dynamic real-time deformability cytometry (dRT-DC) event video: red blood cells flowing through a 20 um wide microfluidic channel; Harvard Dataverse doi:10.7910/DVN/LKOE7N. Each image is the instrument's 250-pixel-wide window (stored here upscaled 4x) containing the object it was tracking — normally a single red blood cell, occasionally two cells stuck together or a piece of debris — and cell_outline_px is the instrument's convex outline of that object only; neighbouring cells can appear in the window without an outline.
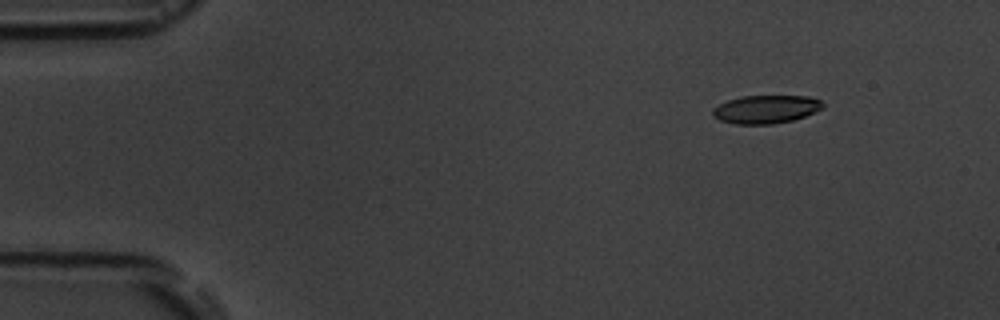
{"species": "common noctule bat (a hibernating species)", "species_latin": "Nyctalus noctula", "temperature_condition": "room temperature", "stored_images_in_passage": 5, "camera_frame_rate_fps": 3000, "um_per_image_px": 0.085, "animal": {"sex": "male", "body_mass_g": 19.5, "forearm_length_mm": 54.6}, "frame": {"image": 1, "passage_image": 2, "time_ms": 1.333, "image_size_px": [1000, 320], "cell_outline_px": [[824, 108], [804, 116], [792, 120], [772, 124], [736, 124], [720, 120], [712, 116], [712, 108], [728, 100], [740, 96], [808, 96], [820, 100], [824, 104]], "centroid_in_image_um": [65.09, 9.28], "position_along_channel_um": 19.9, "area_um2": 18.09}}
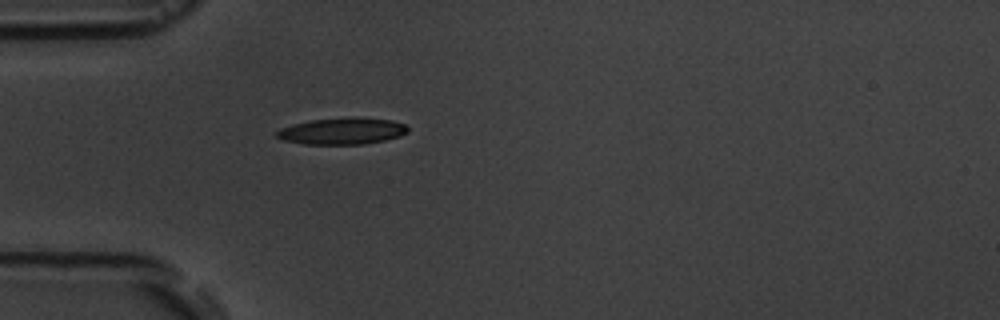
{"frame": {"image": 2, "passage_image": 5, "time_ms": 4.667, "image_size_px": [1000, 320], "cell_outline_px": [[408, 132], [400, 136], [384, 140], [364, 144], [304, 144], [284, 140], [276, 136], [276, 132], [280, 128], [292, 124], [312, 120], [352, 116], [392, 120], [404, 124], [408, 128]], "centroid_in_image_um": [29.09, 11.13], "position_along_channel_um": 55.9, "area_um2": 20.4}}